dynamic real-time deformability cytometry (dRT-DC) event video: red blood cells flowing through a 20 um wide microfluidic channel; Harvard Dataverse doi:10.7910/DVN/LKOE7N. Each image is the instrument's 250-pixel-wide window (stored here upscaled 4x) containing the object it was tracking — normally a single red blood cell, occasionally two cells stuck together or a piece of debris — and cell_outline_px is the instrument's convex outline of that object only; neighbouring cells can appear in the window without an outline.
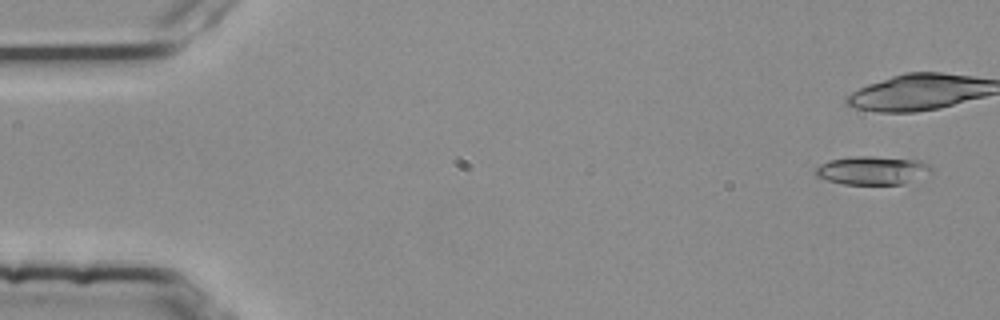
{"species": "common noctule bat (a hibernating species)", "species_latin": "Nyctalus noctula", "temperature_condition": "room temperature", "stored_images_in_passage": 5, "camera_frame_rate_fps": 3000, "um_per_image_px": 0.085, "animal": {"sex": "female", "body_mass_g": 25.1}, "frame": {"image": 1, "passage_image": 1, "time_ms": 0.0, "image_size_px": [1000, 320], "cell_outline_px": [[932, 172], [900, 184], [844, 184], [828, 180], [816, 176], [812, 172], [820, 164], [828, 160], [852, 156], [872, 156], [920, 160], [928, 164], [932, 168]], "centroid_in_image_um": [74.1, 14.47], "position_along_channel_um": 10.9, "area_um2": 19.13}}